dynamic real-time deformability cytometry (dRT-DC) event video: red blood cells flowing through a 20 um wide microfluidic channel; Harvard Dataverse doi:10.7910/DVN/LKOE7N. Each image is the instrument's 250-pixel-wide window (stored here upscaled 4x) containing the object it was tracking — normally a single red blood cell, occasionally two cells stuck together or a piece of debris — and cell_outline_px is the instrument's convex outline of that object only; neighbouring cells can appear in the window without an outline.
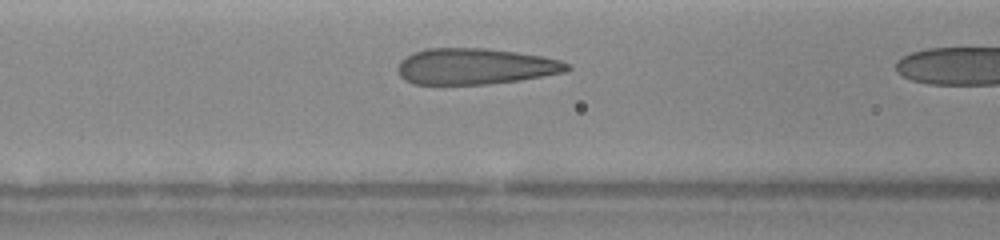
{"species": "human", "species_latin": "Homo sapiens", "temperature_condition": "warm", "stored_images_in_passage": 9, "camera_frame_rate_fps": 3000, "um_per_image_px": 0.085, "donor": {"sex": "female"}, "frame": {"image": 1, "passage_image": 8, "time_ms": 2.333, "image_size_px": [1000, 240], "cell_outline_px": [[572, 68], [564, 72], [516, 80], [484, 84], [412, 84], [404, 80], [400, 76], [400, 60], [416, 52], [428, 48], [488, 48], [544, 56], [560, 60], [572, 64]], "centroid_in_image_um": [40.43, 5.63], "position_along_channel_um": 126.2, "area_um2": 35.32}}